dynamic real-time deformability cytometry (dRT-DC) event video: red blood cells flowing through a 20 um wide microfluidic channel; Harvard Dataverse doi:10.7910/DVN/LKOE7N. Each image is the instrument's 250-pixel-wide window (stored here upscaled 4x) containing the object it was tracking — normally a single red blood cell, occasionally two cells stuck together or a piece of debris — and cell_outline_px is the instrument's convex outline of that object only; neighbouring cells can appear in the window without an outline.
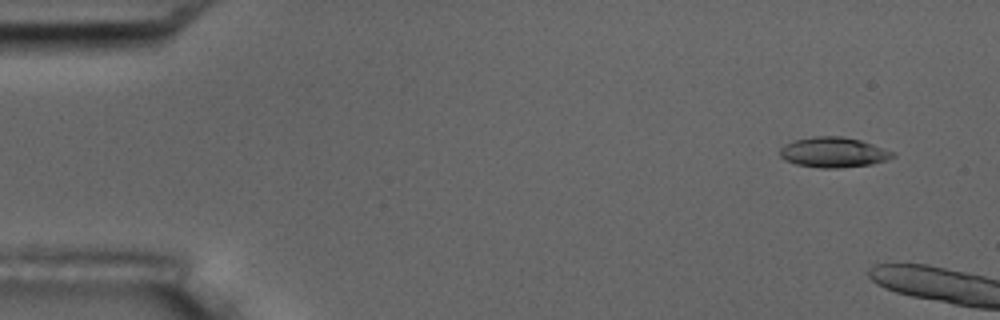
{"species": "common noctule bat (a hibernating species)", "species_latin": "Nyctalus noctula", "temperature_condition": "room temperature", "stored_images_in_passage": 2, "camera_frame_rate_fps": 3000, "um_per_image_px": 0.085, "animal": {"sex": "male", "body_mass_g": 17.5, "forearm_length_mm": 52.3}, "frame": {"image": 1, "passage_image": 1, "time_ms": 0.0, "image_size_px": [1000, 320], "cell_outline_px": [[896, 156], [888, 160], [872, 164], [840, 168], [820, 168], [796, 164], [784, 160], [780, 156], [780, 148], [784, 144], [792, 140], [812, 136], [840, 136], [860, 140], [896, 152]], "centroid_in_image_um": [70.84, 12.95], "position_along_channel_um": 14.2, "area_um2": 20.11}}